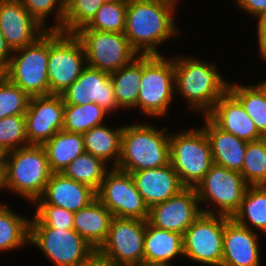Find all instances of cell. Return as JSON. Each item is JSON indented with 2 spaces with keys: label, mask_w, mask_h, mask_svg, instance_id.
<instances>
[{
  "label": "cell",
  "mask_w": 266,
  "mask_h": 266,
  "mask_svg": "<svg viewBox=\"0 0 266 266\" xmlns=\"http://www.w3.org/2000/svg\"><path fill=\"white\" fill-rule=\"evenodd\" d=\"M178 6L175 0H127L124 34L139 55H163L160 45L180 37Z\"/></svg>",
  "instance_id": "1"
},
{
  "label": "cell",
  "mask_w": 266,
  "mask_h": 266,
  "mask_svg": "<svg viewBox=\"0 0 266 266\" xmlns=\"http://www.w3.org/2000/svg\"><path fill=\"white\" fill-rule=\"evenodd\" d=\"M193 56L174 54L175 95L185 100L187 109L207 115L228 90L229 81L216 62Z\"/></svg>",
  "instance_id": "2"
},
{
  "label": "cell",
  "mask_w": 266,
  "mask_h": 266,
  "mask_svg": "<svg viewBox=\"0 0 266 266\" xmlns=\"http://www.w3.org/2000/svg\"><path fill=\"white\" fill-rule=\"evenodd\" d=\"M169 128L149 121L123 124L121 151L116 168L137 172L170 164Z\"/></svg>",
  "instance_id": "3"
},
{
  "label": "cell",
  "mask_w": 266,
  "mask_h": 266,
  "mask_svg": "<svg viewBox=\"0 0 266 266\" xmlns=\"http://www.w3.org/2000/svg\"><path fill=\"white\" fill-rule=\"evenodd\" d=\"M5 191L33 204L52 175L42 145H28L4 154Z\"/></svg>",
  "instance_id": "4"
},
{
  "label": "cell",
  "mask_w": 266,
  "mask_h": 266,
  "mask_svg": "<svg viewBox=\"0 0 266 266\" xmlns=\"http://www.w3.org/2000/svg\"><path fill=\"white\" fill-rule=\"evenodd\" d=\"M175 98L174 57L141 55V80L137 109L146 118L164 119ZM170 109V110H169Z\"/></svg>",
  "instance_id": "5"
},
{
  "label": "cell",
  "mask_w": 266,
  "mask_h": 266,
  "mask_svg": "<svg viewBox=\"0 0 266 266\" xmlns=\"http://www.w3.org/2000/svg\"><path fill=\"white\" fill-rule=\"evenodd\" d=\"M170 133V164L181 184L195 188L213 165L212 152L202 127Z\"/></svg>",
  "instance_id": "6"
},
{
  "label": "cell",
  "mask_w": 266,
  "mask_h": 266,
  "mask_svg": "<svg viewBox=\"0 0 266 266\" xmlns=\"http://www.w3.org/2000/svg\"><path fill=\"white\" fill-rule=\"evenodd\" d=\"M48 58L49 30L34 43L14 50L10 63L2 70V74L30 97L50 95Z\"/></svg>",
  "instance_id": "7"
},
{
  "label": "cell",
  "mask_w": 266,
  "mask_h": 266,
  "mask_svg": "<svg viewBox=\"0 0 266 266\" xmlns=\"http://www.w3.org/2000/svg\"><path fill=\"white\" fill-rule=\"evenodd\" d=\"M247 186L240 172L213 164L195 191L203 213L232 217L240 207Z\"/></svg>",
  "instance_id": "8"
},
{
  "label": "cell",
  "mask_w": 266,
  "mask_h": 266,
  "mask_svg": "<svg viewBox=\"0 0 266 266\" xmlns=\"http://www.w3.org/2000/svg\"><path fill=\"white\" fill-rule=\"evenodd\" d=\"M86 66L84 48L75 34L49 30L47 74L50 95H61Z\"/></svg>",
  "instance_id": "9"
},
{
  "label": "cell",
  "mask_w": 266,
  "mask_h": 266,
  "mask_svg": "<svg viewBox=\"0 0 266 266\" xmlns=\"http://www.w3.org/2000/svg\"><path fill=\"white\" fill-rule=\"evenodd\" d=\"M74 34L82 43L91 68L112 73L139 56L124 33L80 29Z\"/></svg>",
  "instance_id": "10"
},
{
  "label": "cell",
  "mask_w": 266,
  "mask_h": 266,
  "mask_svg": "<svg viewBox=\"0 0 266 266\" xmlns=\"http://www.w3.org/2000/svg\"><path fill=\"white\" fill-rule=\"evenodd\" d=\"M224 215L201 213L183 234L184 258L201 266H221Z\"/></svg>",
  "instance_id": "11"
},
{
  "label": "cell",
  "mask_w": 266,
  "mask_h": 266,
  "mask_svg": "<svg viewBox=\"0 0 266 266\" xmlns=\"http://www.w3.org/2000/svg\"><path fill=\"white\" fill-rule=\"evenodd\" d=\"M96 197L113 217L148 220L149 208L129 172L110 167L96 192Z\"/></svg>",
  "instance_id": "12"
},
{
  "label": "cell",
  "mask_w": 266,
  "mask_h": 266,
  "mask_svg": "<svg viewBox=\"0 0 266 266\" xmlns=\"http://www.w3.org/2000/svg\"><path fill=\"white\" fill-rule=\"evenodd\" d=\"M29 245L54 266H77L95 250L74 229L52 227H30Z\"/></svg>",
  "instance_id": "13"
},
{
  "label": "cell",
  "mask_w": 266,
  "mask_h": 266,
  "mask_svg": "<svg viewBox=\"0 0 266 266\" xmlns=\"http://www.w3.org/2000/svg\"><path fill=\"white\" fill-rule=\"evenodd\" d=\"M146 220L113 217L106 240L98 249L115 266L144 261Z\"/></svg>",
  "instance_id": "14"
},
{
  "label": "cell",
  "mask_w": 266,
  "mask_h": 266,
  "mask_svg": "<svg viewBox=\"0 0 266 266\" xmlns=\"http://www.w3.org/2000/svg\"><path fill=\"white\" fill-rule=\"evenodd\" d=\"M64 104L96 103L110 116L119 113L110 73L86 66L78 79L62 94ZM118 111V112H117Z\"/></svg>",
  "instance_id": "15"
},
{
  "label": "cell",
  "mask_w": 266,
  "mask_h": 266,
  "mask_svg": "<svg viewBox=\"0 0 266 266\" xmlns=\"http://www.w3.org/2000/svg\"><path fill=\"white\" fill-rule=\"evenodd\" d=\"M64 99L62 95L33 96L25 113L28 145H43L63 130Z\"/></svg>",
  "instance_id": "16"
},
{
  "label": "cell",
  "mask_w": 266,
  "mask_h": 266,
  "mask_svg": "<svg viewBox=\"0 0 266 266\" xmlns=\"http://www.w3.org/2000/svg\"><path fill=\"white\" fill-rule=\"evenodd\" d=\"M201 213L195 188L185 187L177 195L152 206L147 221L157 228L183 235Z\"/></svg>",
  "instance_id": "17"
},
{
  "label": "cell",
  "mask_w": 266,
  "mask_h": 266,
  "mask_svg": "<svg viewBox=\"0 0 266 266\" xmlns=\"http://www.w3.org/2000/svg\"><path fill=\"white\" fill-rule=\"evenodd\" d=\"M0 29L12 51L34 43L47 31L20 0H0Z\"/></svg>",
  "instance_id": "18"
},
{
  "label": "cell",
  "mask_w": 266,
  "mask_h": 266,
  "mask_svg": "<svg viewBox=\"0 0 266 266\" xmlns=\"http://www.w3.org/2000/svg\"><path fill=\"white\" fill-rule=\"evenodd\" d=\"M260 235L224 215L221 266H261Z\"/></svg>",
  "instance_id": "19"
},
{
  "label": "cell",
  "mask_w": 266,
  "mask_h": 266,
  "mask_svg": "<svg viewBox=\"0 0 266 266\" xmlns=\"http://www.w3.org/2000/svg\"><path fill=\"white\" fill-rule=\"evenodd\" d=\"M207 116L219 128L239 139L250 142L263 138L241 103L228 90L217 100Z\"/></svg>",
  "instance_id": "20"
},
{
  "label": "cell",
  "mask_w": 266,
  "mask_h": 266,
  "mask_svg": "<svg viewBox=\"0 0 266 266\" xmlns=\"http://www.w3.org/2000/svg\"><path fill=\"white\" fill-rule=\"evenodd\" d=\"M144 203L150 209L177 195L185 187L171 164L130 173Z\"/></svg>",
  "instance_id": "21"
},
{
  "label": "cell",
  "mask_w": 266,
  "mask_h": 266,
  "mask_svg": "<svg viewBox=\"0 0 266 266\" xmlns=\"http://www.w3.org/2000/svg\"><path fill=\"white\" fill-rule=\"evenodd\" d=\"M45 203L77 212L88 206L96 197V191L62 173H52L40 197Z\"/></svg>",
  "instance_id": "22"
},
{
  "label": "cell",
  "mask_w": 266,
  "mask_h": 266,
  "mask_svg": "<svg viewBox=\"0 0 266 266\" xmlns=\"http://www.w3.org/2000/svg\"><path fill=\"white\" fill-rule=\"evenodd\" d=\"M201 117L205 121L202 128L210 144L213 164L241 172L247 141L225 132L207 115H201Z\"/></svg>",
  "instance_id": "23"
},
{
  "label": "cell",
  "mask_w": 266,
  "mask_h": 266,
  "mask_svg": "<svg viewBox=\"0 0 266 266\" xmlns=\"http://www.w3.org/2000/svg\"><path fill=\"white\" fill-rule=\"evenodd\" d=\"M112 218V213L96 198L74 212L73 229L98 250L107 238Z\"/></svg>",
  "instance_id": "24"
},
{
  "label": "cell",
  "mask_w": 266,
  "mask_h": 266,
  "mask_svg": "<svg viewBox=\"0 0 266 266\" xmlns=\"http://www.w3.org/2000/svg\"><path fill=\"white\" fill-rule=\"evenodd\" d=\"M184 258L183 235L151 225L146 220L144 261L175 266L173 260Z\"/></svg>",
  "instance_id": "25"
},
{
  "label": "cell",
  "mask_w": 266,
  "mask_h": 266,
  "mask_svg": "<svg viewBox=\"0 0 266 266\" xmlns=\"http://www.w3.org/2000/svg\"><path fill=\"white\" fill-rule=\"evenodd\" d=\"M107 126V122L93 127L83 134L85 152L102 159L111 167H117L120 158L123 125ZM118 126V127H117Z\"/></svg>",
  "instance_id": "26"
},
{
  "label": "cell",
  "mask_w": 266,
  "mask_h": 266,
  "mask_svg": "<svg viewBox=\"0 0 266 266\" xmlns=\"http://www.w3.org/2000/svg\"><path fill=\"white\" fill-rule=\"evenodd\" d=\"M50 169L61 173L76 157L85 152L83 134L60 130L43 145Z\"/></svg>",
  "instance_id": "27"
},
{
  "label": "cell",
  "mask_w": 266,
  "mask_h": 266,
  "mask_svg": "<svg viewBox=\"0 0 266 266\" xmlns=\"http://www.w3.org/2000/svg\"><path fill=\"white\" fill-rule=\"evenodd\" d=\"M228 91L241 103L258 132L266 137V79L255 85L230 81Z\"/></svg>",
  "instance_id": "28"
},
{
  "label": "cell",
  "mask_w": 266,
  "mask_h": 266,
  "mask_svg": "<svg viewBox=\"0 0 266 266\" xmlns=\"http://www.w3.org/2000/svg\"><path fill=\"white\" fill-rule=\"evenodd\" d=\"M231 218L243 227L266 234V185L247 186L240 207Z\"/></svg>",
  "instance_id": "29"
},
{
  "label": "cell",
  "mask_w": 266,
  "mask_h": 266,
  "mask_svg": "<svg viewBox=\"0 0 266 266\" xmlns=\"http://www.w3.org/2000/svg\"><path fill=\"white\" fill-rule=\"evenodd\" d=\"M0 205V252L24 249L28 247L30 237V218L22 216L9 208ZM22 247V248H21Z\"/></svg>",
  "instance_id": "30"
},
{
  "label": "cell",
  "mask_w": 266,
  "mask_h": 266,
  "mask_svg": "<svg viewBox=\"0 0 266 266\" xmlns=\"http://www.w3.org/2000/svg\"><path fill=\"white\" fill-rule=\"evenodd\" d=\"M114 93L119 107L124 110L136 109L141 80V55L132 62L110 73Z\"/></svg>",
  "instance_id": "31"
},
{
  "label": "cell",
  "mask_w": 266,
  "mask_h": 266,
  "mask_svg": "<svg viewBox=\"0 0 266 266\" xmlns=\"http://www.w3.org/2000/svg\"><path fill=\"white\" fill-rule=\"evenodd\" d=\"M108 166L102 159L84 152L68 164L61 173L97 192L106 172L110 169Z\"/></svg>",
  "instance_id": "32"
},
{
  "label": "cell",
  "mask_w": 266,
  "mask_h": 266,
  "mask_svg": "<svg viewBox=\"0 0 266 266\" xmlns=\"http://www.w3.org/2000/svg\"><path fill=\"white\" fill-rule=\"evenodd\" d=\"M109 114L96 103L85 105L65 104L63 130L84 134L93 127L104 124Z\"/></svg>",
  "instance_id": "33"
},
{
  "label": "cell",
  "mask_w": 266,
  "mask_h": 266,
  "mask_svg": "<svg viewBox=\"0 0 266 266\" xmlns=\"http://www.w3.org/2000/svg\"><path fill=\"white\" fill-rule=\"evenodd\" d=\"M240 173L248 186L266 185V137L247 142Z\"/></svg>",
  "instance_id": "34"
},
{
  "label": "cell",
  "mask_w": 266,
  "mask_h": 266,
  "mask_svg": "<svg viewBox=\"0 0 266 266\" xmlns=\"http://www.w3.org/2000/svg\"><path fill=\"white\" fill-rule=\"evenodd\" d=\"M126 14L127 0L107 1L102 4L92 21L81 29L124 33Z\"/></svg>",
  "instance_id": "35"
},
{
  "label": "cell",
  "mask_w": 266,
  "mask_h": 266,
  "mask_svg": "<svg viewBox=\"0 0 266 266\" xmlns=\"http://www.w3.org/2000/svg\"><path fill=\"white\" fill-rule=\"evenodd\" d=\"M104 0H66L63 33L74 34L95 17Z\"/></svg>",
  "instance_id": "36"
},
{
  "label": "cell",
  "mask_w": 266,
  "mask_h": 266,
  "mask_svg": "<svg viewBox=\"0 0 266 266\" xmlns=\"http://www.w3.org/2000/svg\"><path fill=\"white\" fill-rule=\"evenodd\" d=\"M34 206L35 212L30 220V227L73 229L74 212L47 204L41 198L33 203Z\"/></svg>",
  "instance_id": "37"
},
{
  "label": "cell",
  "mask_w": 266,
  "mask_h": 266,
  "mask_svg": "<svg viewBox=\"0 0 266 266\" xmlns=\"http://www.w3.org/2000/svg\"><path fill=\"white\" fill-rule=\"evenodd\" d=\"M27 11L47 30H60L63 27L66 0H20ZM53 16L54 23L48 19ZM48 23V24H47ZM48 25V26H47Z\"/></svg>",
  "instance_id": "38"
},
{
  "label": "cell",
  "mask_w": 266,
  "mask_h": 266,
  "mask_svg": "<svg viewBox=\"0 0 266 266\" xmlns=\"http://www.w3.org/2000/svg\"><path fill=\"white\" fill-rule=\"evenodd\" d=\"M30 98L5 75H0V119L12 115H25Z\"/></svg>",
  "instance_id": "39"
},
{
  "label": "cell",
  "mask_w": 266,
  "mask_h": 266,
  "mask_svg": "<svg viewBox=\"0 0 266 266\" xmlns=\"http://www.w3.org/2000/svg\"><path fill=\"white\" fill-rule=\"evenodd\" d=\"M28 146L25 115H12L0 119V151L4 154Z\"/></svg>",
  "instance_id": "40"
},
{
  "label": "cell",
  "mask_w": 266,
  "mask_h": 266,
  "mask_svg": "<svg viewBox=\"0 0 266 266\" xmlns=\"http://www.w3.org/2000/svg\"><path fill=\"white\" fill-rule=\"evenodd\" d=\"M241 12L248 13L255 21H260L266 16V0H232Z\"/></svg>",
  "instance_id": "41"
},
{
  "label": "cell",
  "mask_w": 266,
  "mask_h": 266,
  "mask_svg": "<svg viewBox=\"0 0 266 266\" xmlns=\"http://www.w3.org/2000/svg\"><path fill=\"white\" fill-rule=\"evenodd\" d=\"M255 29L257 33L255 36H257L259 59L261 57L264 63L266 62V16L257 22Z\"/></svg>",
  "instance_id": "42"
},
{
  "label": "cell",
  "mask_w": 266,
  "mask_h": 266,
  "mask_svg": "<svg viewBox=\"0 0 266 266\" xmlns=\"http://www.w3.org/2000/svg\"><path fill=\"white\" fill-rule=\"evenodd\" d=\"M77 266H115L106 256L94 250L86 259Z\"/></svg>",
  "instance_id": "43"
},
{
  "label": "cell",
  "mask_w": 266,
  "mask_h": 266,
  "mask_svg": "<svg viewBox=\"0 0 266 266\" xmlns=\"http://www.w3.org/2000/svg\"><path fill=\"white\" fill-rule=\"evenodd\" d=\"M12 54L13 51L7 45L6 40L0 29V70L1 71L10 63Z\"/></svg>",
  "instance_id": "44"
},
{
  "label": "cell",
  "mask_w": 266,
  "mask_h": 266,
  "mask_svg": "<svg viewBox=\"0 0 266 266\" xmlns=\"http://www.w3.org/2000/svg\"><path fill=\"white\" fill-rule=\"evenodd\" d=\"M2 190L3 192L5 190L4 165H0V191ZM0 205H3L2 202H0Z\"/></svg>",
  "instance_id": "45"
},
{
  "label": "cell",
  "mask_w": 266,
  "mask_h": 266,
  "mask_svg": "<svg viewBox=\"0 0 266 266\" xmlns=\"http://www.w3.org/2000/svg\"><path fill=\"white\" fill-rule=\"evenodd\" d=\"M130 266H171V265L162 264V263H149V262H146V261H142L140 263L133 264V265H130Z\"/></svg>",
  "instance_id": "46"
},
{
  "label": "cell",
  "mask_w": 266,
  "mask_h": 266,
  "mask_svg": "<svg viewBox=\"0 0 266 266\" xmlns=\"http://www.w3.org/2000/svg\"><path fill=\"white\" fill-rule=\"evenodd\" d=\"M4 153L0 151V165H4Z\"/></svg>",
  "instance_id": "47"
},
{
  "label": "cell",
  "mask_w": 266,
  "mask_h": 266,
  "mask_svg": "<svg viewBox=\"0 0 266 266\" xmlns=\"http://www.w3.org/2000/svg\"><path fill=\"white\" fill-rule=\"evenodd\" d=\"M105 2H107V1H118V0H104Z\"/></svg>",
  "instance_id": "48"
}]
</instances>
